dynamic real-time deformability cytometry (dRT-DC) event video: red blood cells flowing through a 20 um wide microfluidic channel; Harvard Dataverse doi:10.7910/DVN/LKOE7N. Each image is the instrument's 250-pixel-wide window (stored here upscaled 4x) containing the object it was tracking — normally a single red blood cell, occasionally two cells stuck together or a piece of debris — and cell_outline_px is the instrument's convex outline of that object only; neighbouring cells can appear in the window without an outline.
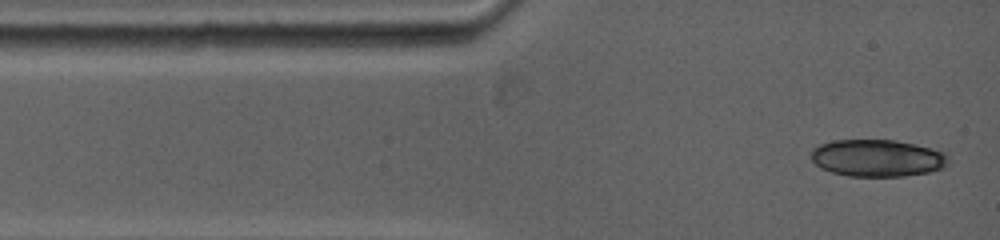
{"species": "common noctule bat (a hibernating species)", "species_latin": "Nyctalus noctula", "temperature_condition": "warm", "stored_images_in_passage": 7, "camera_frame_rate_fps": 5000, "um_per_image_px": 0.085, "animal": {"sex": "female", "body_mass_g": 19.0, "forearm_length_mm": 53.3}, "frame": {"image": 1, "passage_image": 1, "time_ms": 0.0, "image_size_px": [1000, 240], "cell_outline_px": [[948, 164], [944, 168], [928, 172], [904, 176], [848, 176], [832, 172], [820, 168], [812, 160], [812, 148], [820, 144], [832, 140], [896, 140], [916, 144], [948, 152]], "centroid_in_image_um": [74.61, 13.43], "position_along_channel_um": 10.4, "area_um2": 29.94}}